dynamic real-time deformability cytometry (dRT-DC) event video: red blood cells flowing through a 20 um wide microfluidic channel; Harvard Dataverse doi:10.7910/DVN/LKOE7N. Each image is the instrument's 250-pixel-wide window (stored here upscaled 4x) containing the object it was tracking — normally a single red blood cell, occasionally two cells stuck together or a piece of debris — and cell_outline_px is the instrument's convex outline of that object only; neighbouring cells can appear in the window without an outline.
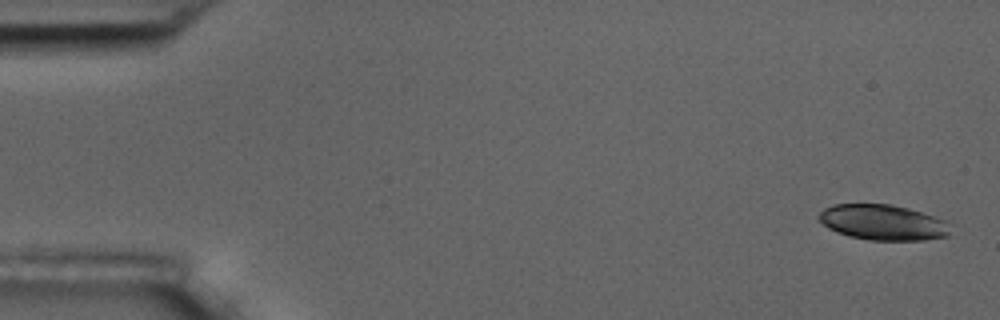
{"species": "common noctule bat (a hibernating species)", "species_latin": "Nyctalus noctula", "temperature_condition": "room temperature", "stored_images_in_passage": 6, "camera_frame_rate_fps": 3000, "um_per_image_px": 0.085, "animal": {"sex": "male", "body_mass_g": 17.5, "forearm_length_mm": 52.3}, "frame": {"image": 1, "passage_image": 1, "time_ms": 0.0, "image_size_px": [1000, 320], "cell_outline_px": [[948, 236], [924, 240], [868, 240], [848, 236], [836, 232], [828, 228], [816, 220], [816, 216], [824, 208], [832, 204], [892, 204], [908, 208], [948, 220]], "centroid_in_image_um": [74.99, 18.9], "position_along_channel_um": 10.0, "area_um2": 27.51}}